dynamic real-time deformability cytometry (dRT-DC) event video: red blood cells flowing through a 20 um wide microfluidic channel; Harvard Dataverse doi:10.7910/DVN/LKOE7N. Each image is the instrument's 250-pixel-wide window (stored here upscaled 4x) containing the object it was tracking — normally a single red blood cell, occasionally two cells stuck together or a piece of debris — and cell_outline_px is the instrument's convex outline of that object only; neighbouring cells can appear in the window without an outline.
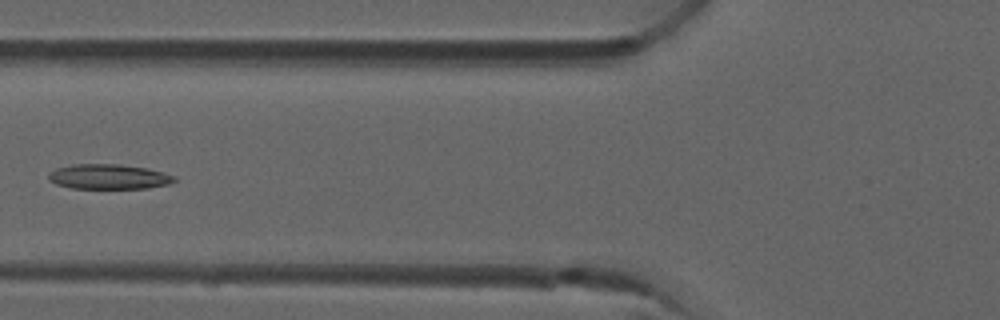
{"species": "common noctule bat (a hibernating species)", "species_latin": "Nyctalus noctula", "temperature_condition": "room temperature", "stored_images_in_passage": 6, "camera_frame_rate_fps": 3000, "um_per_image_px": 0.085, "animal": {"sex": "male", "forearm_length_mm": 52.5}, "frame": {"image": 1, "passage_image": 5, "time_ms": 1.333, "image_size_px": [1000, 320], "cell_outline_px": [[176, 180], [168, 184], [148, 188], [72, 188], [56, 184], [48, 180], [48, 172], [56, 168], [72, 164], [120, 164], [144, 168], [164, 172], [176, 176]], "centroid_in_image_um": [9.21, 15.01], "position_along_channel_um": 116.6, "area_um2": 18.32}}
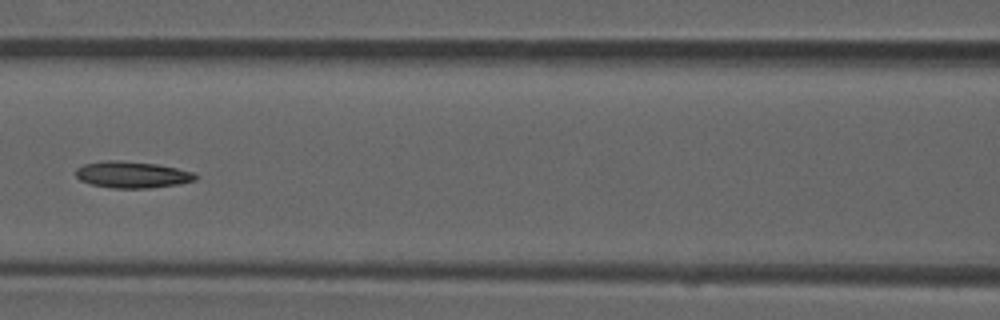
{"frame": {"image": 2, "passage_image": 6, "time_ms": 1.667, "image_size_px": [1000, 320], "cell_outline_px": [[200, 176], [196, 180], [180, 184], [148, 188], [112, 188], [92, 184], [80, 180], [76, 176], [76, 168], [84, 164], [104, 160], [116, 160], [156, 164], [176, 168], [192, 172]], "centroid_in_image_um": [11.24, 14.85], "position_along_channel_um": 155.4, "area_um2": 18.5}}